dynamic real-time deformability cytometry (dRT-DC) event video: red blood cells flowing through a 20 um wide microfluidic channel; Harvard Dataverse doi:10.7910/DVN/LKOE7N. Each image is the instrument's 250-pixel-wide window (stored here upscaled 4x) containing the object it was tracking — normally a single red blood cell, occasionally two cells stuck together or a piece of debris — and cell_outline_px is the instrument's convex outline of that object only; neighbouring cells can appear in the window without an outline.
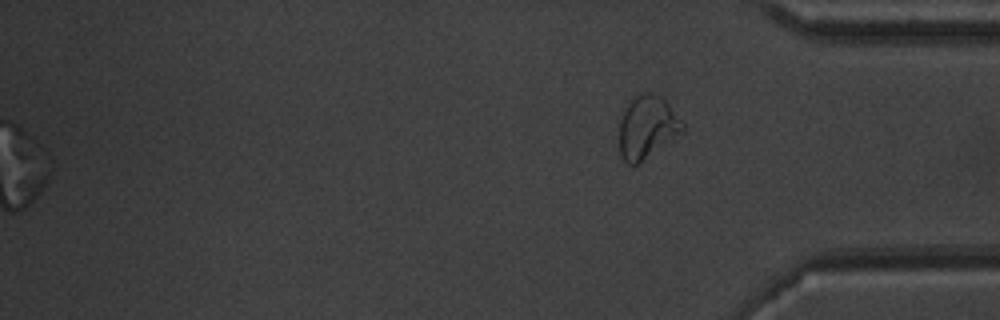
{"species": "common noctule bat (a hibernating species)", "species_latin": "Nyctalus noctula", "temperature_condition": "warm", "stored_images_in_passage": 53, "segment_of_instrument_passage": [2, 2], "camera_frame_rate_fps": 3000, "um_per_image_px": 0.085, "animal": {"sex": "male", "body_mass_g": 20.1, "forearm_length_mm": 53.5}, "frame": {"image": 1, "passage_image": 53, "time_ms": 17.333, "image_size_px": [1000, 320], "cell_outline_px": [[684, 132], [636, 164], [628, 164], [620, 156], [620, 120], [628, 100], [644, 88], [660, 96], [668, 104], [684, 124]], "centroid_in_image_um": [54.99, 10.74], "position_along_channel_um": 380.2, "area_um2": 23.24}}